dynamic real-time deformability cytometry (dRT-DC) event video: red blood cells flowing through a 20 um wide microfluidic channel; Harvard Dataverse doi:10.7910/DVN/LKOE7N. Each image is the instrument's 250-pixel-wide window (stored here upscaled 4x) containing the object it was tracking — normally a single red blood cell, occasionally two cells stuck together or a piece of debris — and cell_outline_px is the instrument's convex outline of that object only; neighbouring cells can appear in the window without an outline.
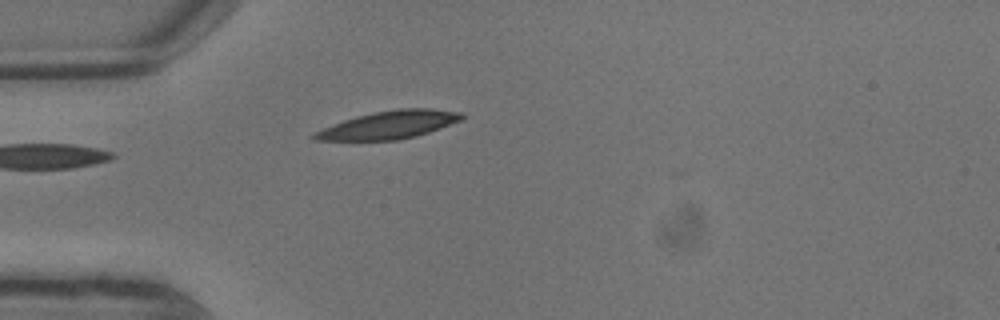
{"species": "common noctule bat (a hibernating species)", "species_latin": "Nyctalus noctula", "temperature_condition": "warm", "stored_images_in_passage": 5, "camera_frame_rate_fps": 3000, "um_per_image_px": 0.085, "animal": {"sex": "male", "body_mass_g": 13.3}, "frame": {"image": 1, "passage_image": 5, "time_ms": 1.333, "image_size_px": [1000, 320], "cell_outline_px": [[464, 120], [416, 136], [400, 140], [312, 140], [308, 136], [324, 128], [344, 120], [356, 116], [372, 112], [396, 108], [432, 108], [464, 112]], "centroid_in_image_um": [33.12, 10.6], "position_along_channel_um": 51.9, "area_um2": 24.16}}